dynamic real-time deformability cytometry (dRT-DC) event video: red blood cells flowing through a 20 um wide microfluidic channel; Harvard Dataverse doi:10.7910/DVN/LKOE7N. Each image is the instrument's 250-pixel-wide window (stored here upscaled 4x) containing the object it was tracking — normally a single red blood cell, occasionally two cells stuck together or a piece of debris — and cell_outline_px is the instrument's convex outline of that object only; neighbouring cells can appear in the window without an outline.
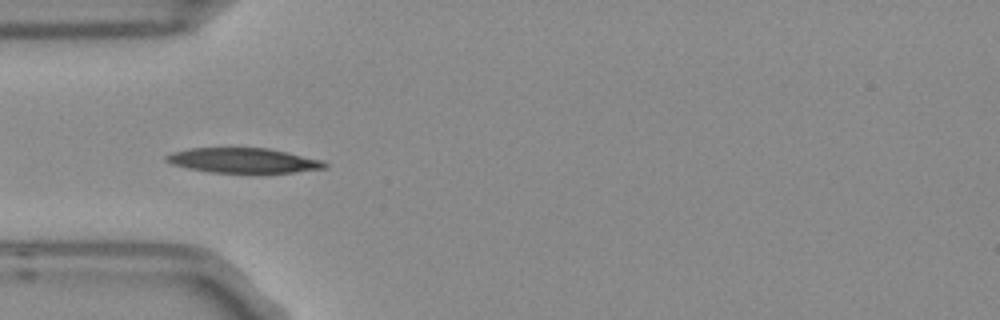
{"species": "Egyptian fruit bat (a non-hibernating species)", "species_latin": "Rousettus aegyptiacus", "temperature_condition": "room temperature", "stored_images_in_passage": 4, "camera_frame_rate_fps": 3000, "um_per_image_px": 0.085, "frame": {"image": 1, "passage_image": 2, "time_ms": 0.333, "image_size_px": [1000, 320], "cell_outline_px": [[328, 164], [324, 168], [264, 176], [252, 176], [208, 172], [188, 168], [172, 164], [164, 160], [164, 156], [172, 152], [188, 148], [268, 148], [324, 160]], "centroid_in_image_um": [20.7, 13.69], "position_along_channel_um": 64.3, "area_um2": 24.28}}